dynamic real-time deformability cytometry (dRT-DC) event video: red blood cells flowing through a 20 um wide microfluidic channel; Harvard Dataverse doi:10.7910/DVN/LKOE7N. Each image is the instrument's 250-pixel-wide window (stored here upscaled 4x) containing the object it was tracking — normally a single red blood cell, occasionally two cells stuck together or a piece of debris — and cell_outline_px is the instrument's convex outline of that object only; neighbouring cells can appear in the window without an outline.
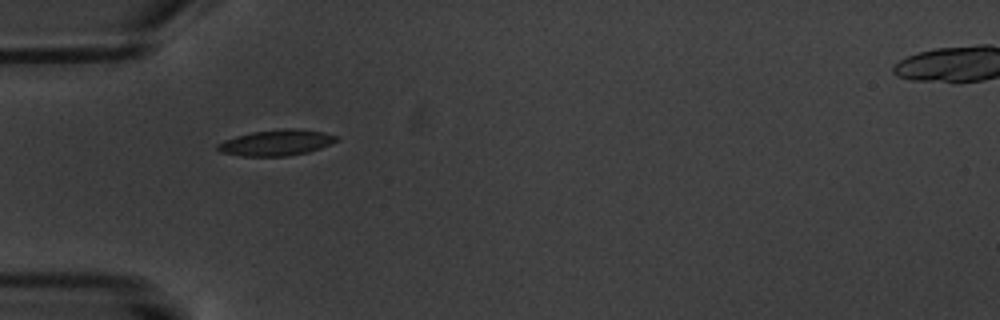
{"species": "common noctule bat (a hibernating species)", "species_latin": "Nyctalus noctula", "temperature_condition": "warm", "stored_images_in_passage": 1, "camera_frame_rate_fps": 3000, "um_per_image_px": 0.085, "animal": {"sex": "male", "body_mass_g": 20.1, "forearm_length_mm": 53.5}, "frame": {"image": 1, "passage_image": 1, "time_ms": 0.0, "image_size_px": [1000, 320], "cell_outline_px": [[340, 140], [320, 148], [308, 152], [288, 156], [240, 156], [220, 152], [216, 148], [216, 144], [224, 140], [236, 136], [252, 132], [284, 128], [296, 128], [324, 132], [340, 136]], "centroid_in_image_um": [23.51, 12.12], "position_along_channel_um": 61.5, "area_um2": 18.15}}